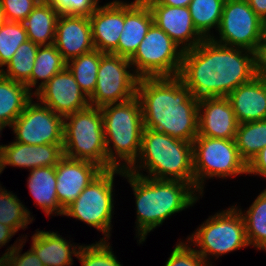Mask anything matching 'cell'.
Masks as SVG:
<instances>
[{"label": "cell", "instance_id": "cell-1", "mask_svg": "<svg viewBox=\"0 0 266 266\" xmlns=\"http://www.w3.org/2000/svg\"><path fill=\"white\" fill-rule=\"evenodd\" d=\"M255 74V52L204 39L183 51L179 78L199 99L227 97Z\"/></svg>", "mask_w": 266, "mask_h": 266}, {"label": "cell", "instance_id": "cell-2", "mask_svg": "<svg viewBox=\"0 0 266 266\" xmlns=\"http://www.w3.org/2000/svg\"><path fill=\"white\" fill-rule=\"evenodd\" d=\"M136 97L144 128L187 142L197 137L198 99L178 76L139 78Z\"/></svg>", "mask_w": 266, "mask_h": 266}, {"label": "cell", "instance_id": "cell-3", "mask_svg": "<svg viewBox=\"0 0 266 266\" xmlns=\"http://www.w3.org/2000/svg\"><path fill=\"white\" fill-rule=\"evenodd\" d=\"M132 188L135 208V237L138 245L146 242L154 229L163 225L166 219L189 209L203 196L191 183L175 180L148 178L123 171Z\"/></svg>", "mask_w": 266, "mask_h": 266}, {"label": "cell", "instance_id": "cell-4", "mask_svg": "<svg viewBox=\"0 0 266 266\" xmlns=\"http://www.w3.org/2000/svg\"><path fill=\"white\" fill-rule=\"evenodd\" d=\"M128 171L148 178L191 183L195 187L193 142L144 128L139 156Z\"/></svg>", "mask_w": 266, "mask_h": 266}, {"label": "cell", "instance_id": "cell-5", "mask_svg": "<svg viewBox=\"0 0 266 266\" xmlns=\"http://www.w3.org/2000/svg\"><path fill=\"white\" fill-rule=\"evenodd\" d=\"M107 151V170H128L137 160L144 122L141 104L135 96L129 101L100 107Z\"/></svg>", "mask_w": 266, "mask_h": 266}, {"label": "cell", "instance_id": "cell-6", "mask_svg": "<svg viewBox=\"0 0 266 266\" xmlns=\"http://www.w3.org/2000/svg\"><path fill=\"white\" fill-rule=\"evenodd\" d=\"M208 217L187 236L186 241L209 266H214L213 258L218 260L223 255L250 247L244 218L235 205Z\"/></svg>", "mask_w": 266, "mask_h": 266}, {"label": "cell", "instance_id": "cell-7", "mask_svg": "<svg viewBox=\"0 0 266 266\" xmlns=\"http://www.w3.org/2000/svg\"><path fill=\"white\" fill-rule=\"evenodd\" d=\"M63 154L107 170L103 118L99 107L89 106L64 117Z\"/></svg>", "mask_w": 266, "mask_h": 266}, {"label": "cell", "instance_id": "cell-8", "mask_svg": "<svg viewBox=\"0 0 266 266\" xmlns=\"http://www.w3.org/2000/svg\"><path fill=\"white\" fill-rule=\"evenodd\" d=\"M123 176V170H104L64 209L63 215L75 218L102 232L100 241H109L113 229L115 208V176Z\"/></svg>", "mask_w": 266, "mask_h": 266}, {"label": "cell", "instance_id": "cell-9", "mask_svg": "<svg viewBox=\"0 0 266 266\" xmlns=\"http://www.w3.org/2000/svg\"><path fill=\"white\" fill-rule=\"evenodd\" d=\"M195 188L203 196L206 180L247 175V164L240 157L234 139L197 136L193 141Z\"/></svg>", "mask_w": 266, "mask_h": 266}, {"label": "cell", "instance_id": "cell-10", "mask_svg": "<svg viewBox=\"0 0 266 266\" xmlns=\"http://www.w3.org/2000/svg\"><path fill=\"white\" fill-rule=\"evenodd\" d=\"M183 50L155 23L129 59L138 78L177 77Z\"/></svg>", "mask_w": 266, "mask_h": 266}, {"label": "cell", "instance_id": "cell-11", "mask_svg": "<svg viewBox=\"0 0 266 266\" xmlns=\"http://www.w3.org/2000/svg\"><path fill=\"white\" fill-rule=\"evenodd\" d=\"M138 77L128 58L113 53L101 56L96 88L89 97L90 106L122 103L136 96Z\"/></svg>", "mask_w": 266, "mask_h": 266}, {"label": "cell", "instance_id": "cell-12", "mask_svg": "<svg viewBox=\"0 0 266 266\" xmlns=\"http://www.w3.org/2000/svg\"><path fill=\"white\" fill-rule=\"evenodd\" d=\"M262 19L247 0H225L221 21L211 38L219 44L256 51L261 41Z\"/></svg>", "mask_w": 266, "mask_h": 266}, {"label": "cell", "instance_id": "cell-13", "mask_svg": "<svg viewBox=\"0 0 266 266\" xmlns=\"http://www.w3.org/2000/svg\"><path fill=\"white\" fill-rule=\"evenodd\" d=\"M34 99L9 128L13 140L30 145L63 144L64 118Z\"/></svg>", "mask_w": 266, "mask_h": 266}, {"label": "cell", "instance_id": "cell-14", "mask_svg": "<svg viewBox=\"0 0 266 266\" xmlns=\"http://www.w3.org/2000/svg\"><path fill=\"white\" fill-rule=\"evenodd\" d=\"M34 97L63 118L90 106L89 98L67 67L56 73Z\"/></svg>", "mask_w": 266, "mask_h": 266}, {"label": "cell", "instance_id": "cell-15", "mask_svg": "<svg viewBox=\"0 0 266 266\" xmlns=\"http://www.w3.org/2000/svg\"><path fill=\"white\" fill-rule=\"evenodd\" d=\"M153 15V23L162 29L183 50L200 44L205 38L196 30L189 7H174L144 0Z\"/></svg>", "mask_w": 266, "mask_h": 266}, {"label": "cell", "instance_id": "cell-16", "mask_svg": "<svg viewBox=\"0 0 266 266\" xmlns=\"http://www.w3.org/2000/svg\"><path fill=\"white\" fill-rule=\"evenodd\" d=\"M104 170L89 161L63 156L55 165L56 192L59 205L65 209Z\"/></svg>", "mask_w": 266, "mask_h": 266}, {"label": "cell", "instance_id": "cell-17", "mask_svg": "<svg viewBox=\"0 0 266 266\" xmlns=\"http://www.w3.org/2000/svg\"><path fill=\"white\" fill-rule=\"evenodd\" d=\"M238 121L227 97L198 100V135L210 138L235 139Z\"/></svg>", "mask_w": 266, "mask_h": 266}, {"label": "cell", "instance_id": "cell-18", "mask_svg": "<svg viewBox=\"0 0 266 266\" xmlns=\"http://www.w3.org/2000/svg\"><path fill=\"white\" fill-rule=\"evenodd\" d=\"M54 45L66 62L94 50L89 17L59 15Z\"/></svg>", "mask_w": 266, "mask_h": 266}, {"label": "cell", "instance_id": "cell-19", "mask_svg": "<svg viewBox=\"0 0 266 266\" xmlns=\"http://www.w3.org/2000/svg\"><path fill=\"white\" fill-rule=\"evenodd\" d=\"M95 49L112 53L117 47L124 26V1L113 0L99 5L89 16Z\"/></svg>", "mask_w": 266, "mask_h": 266}, {"label": "cell", "instance_id": "cell-20", "mask_svg": "<svg viewBox=\"0 0 266 266\" xmlns=\"http://www.w3.org/2000/svg\"><path fill=\"white\" fill-rule=\"evenodd\" d=\"M1 155L2 172L7 166L33 170L55 166L64 156L63 144L30 145L16 141L6 144Z\"/></svg>", "mask_w": 266, "mask_h": 266}, {"label": "cell", "instance_id": "cell-21", "mask_svg": "<svg viewBox=\"0 0 266 266\" xmlns=\"http://www.w3.org/2000/svg\"><path fill=\"white\" fill-rule=\"evenodd\" d=\"M153 23V15L144 0H124V26L118 47L112 52L130 59Z\"/></svg>", "mask_w": 266, "mask_h": 266}, {"label": "cell", "instance_id": "cell-22", "mask_svg": "<svg viewBox=\"0 0 266 266\" xmlns=\"http://www.w3.org/2000/svg\"><path fill=\"white\" fill-rule=\"evenodd\" d=\"M227 98L239 124L266 119V78L255 76L250 82L238 86Z\"/></svg>", "mask_w": 266, "mask_h": 266}, {"label": "cell", "instance_id": "cell-23", "mask_svg": "<svg viewBox=\"0 0 266 266\" xmlns=\"http://www.w3.org/2000/svg\"><path fill=\"white\" fill-rule=\"evenodd\" d=\"M30 249L44 266H72L82 246L62 237L58 231L35 230ZM72 242V243H71Z\"/></svg>", "mask_w": 266, "mask_h": 266}, {"label": "cell", "instance_id": "cell-24", "mask_svg": "<svg viewBox=\"0 0 266 266\" xmlns=\"http://www.w3.org/2000/svg\"><path fill=\"white\" fill-rule=\"evenodd\" d=\"M27 187L34 198V205L39 206L46 216H63L64 209L59 205L56 192L55 166H44L29 170Z\"/></svg>", "mask_w": 266, "mask_h": 266}, {"label": "cell", "instance_id": "cell-25", "mask_svg": "<svg viewBox=\"0 0 266 266\" xmlns=\"http://www.w3.org/2000/svg\"><path fill=\"white\" fill-rule=\"evenodd\" d=\"M33 98L34 94L25 84L0 73V122L10 128Z\"/></svg>", "mask_w": 266, "mask_h": 266}, {"label": "cell", "instance_id": "cell-26", "mask_svg": "<svg viewBox=\"0 0 266 266\" xmlns=\"http://www.w3.org/2000/svg\"><path fill=\"white\" fill-rule=\"evenodd\" d=\"M59 13L41 0L23 21L28 40L39 46L53 45Z\"/></svg>", "mask_w": 266, "mask_h": 266}, {"label": "cell", "instance_id": "cell-27", "mask_svg": "<svg viewBox=\"0 0 266 266\" xmlns=\"http://www.w3.org/2000/svg\"><path fill=\"white\" fill-rule=\"evenodd\" d=\"M234 205L244 218L249 246L266 252V188L257 195L247 210H242L236 203Z\"/></svg>", "mask_w": 266, "mask_h": 266}, {"label": "cell", "instance_id": "cell-28", "mask_svg": "<svg viewBox=\"0 0 266 266\" xmlns=\"http://www.w3.org/2000/svg\"><path fill=\"white\" fill-rule=\"evenodd\" d=\"M65 67L66 61L54 44L39 46L31 72V92L35 94L56 73H59Z\"/></svg>", "mask_w": 266, "mask_h": 266}, {"label": "cell", "instance_id": "cell-29", "mask_svg": "<svg viewBox=\"0 0 266 266\" xmlns=\"http://www.w3.org/2000/svg\"><path fill=\"white\" fill-rule=\"evenodd\" d=\"M224 3L225 0H192L190 2L189 10L193 24L205 39H211L217 31Z\"/></svg>", "mask_w": 266, "mask_h": 266}, {"label": "cell", "instance_id": "cell-30", "mask_svg": "<svg viewBox=\"0 0 266 266\" xmlns=\"http://www.w3.org/2000/svg\"><path fill=\"white\" fill-rule=\"evenodd\" d=\"M103 54V52L94 49L66 62V67L88 98L96 88L97 73Z\"/></svg>", "mask_w": 266, "mask_h": 266}, {"label": "cell", "instance_id": "cell-31", "mask_svg": "<svg viewBox=\"0 0 266 266\" xmlns=\"http://www.w3.org/2000/svg\"><path fill=\"white\" fill-rule=\"evenodd\" d=\"M234 140L240 157L248 164L266 146V119L240 123Z\"/></svg>", "mask_w": 266, "mask_h": 266}, {"label": "cell", "instance_id": "cell-32", "mask_svg": "<svg viewBox=\"0 0 266 266\" xmlns=\"http://www.w3.org/2000/svg\"><path fill=\"white\" fill-rule=\"evenodd\" d=\"M38 44L27 40L22 43L0 73L15 82L23 83L31 91V72L35 64Z\"/></svg>", "mask_w": 266, "mask_h": 266}, {"label": "cell", "instance_id": "cell-33", "mask_svg": "<svg viewBox=\"0 0 266 266\" xmlns=\"http://www.w3.org/2000/svg\"><path fill=\"white\" fill-rule=\"evenodd\" d=\"M31 211L12 191L0 186V223L11 227L16 233L26 230L35 218Z\"/></svg>", "mask_w": 266, "mask_h": 266}, {"label": "cell", "instance_id": "cell-34", "mask_svg": "<svg viewBox=\"0 0 266 266\" xmlns=\"http://www.w3.org/2000/svg\"><path fill=\"white\" fill-rule=\"evenodd\" d=\"M28 40L23 22L6 21L0 28V71L16 53L18 47Z\"/></svg>", "mask_w": 266, "mask_h": 266}, {"label": "cell", "instance_id": "cell-35", "mask_svg": "<svg viewBox=\"0 0 266 266\" xmlns=\"http://www.w3.org/2000/svg\"><path fill=\"white\" fill-rule=\"evenodd\" d=\"M109 241L82 244L76 258L81 266H123L117 259Z\"/></svg>", "mask_w": 266, "mask_h": 266}, {"label": "cell", "instance_id": "cell-36", "mask_svg": "<svg viewBox=\"0 0 266 266\" xmlns=\"http://www.w3.org/2000/svg\"><path fill=\"white\" fill-rule=\"evenodd\" d=\"M20 237V238H19ZM17 237L13 245L8 246L4 254V266H44L37 255L31 250L21 253L27 241V234ZM24 238V239H23Z\"/></svg>", "mask_w": 266, "mask_h": 266}, {"label": "cell", "instance_id": "cell-37", "mask_svg": "<svg viewBox=\"0 0 266 266\" xmlns=\"http://www.w3.org/2000/svg\"><path fill=\"white\" fill-rule=\"evenodd\" d=\"M179 239L164 266H209L187 241Z\"/></svg>", "mask_w": 266, "mask_h": 266}, {"label": "cell", "instance_id": "cell-38", "mask_svg": "<svg viewBox=\"0 0 266 266\" xmlns=\"http://www.w3.org/2000/svg\"><path fill=\"white\" fill-rule=\"evenodd\" d=\"M60 15L89 17L98 7L100 0H44Z\"/></svg>", "mask_w": 266, "mask_h": 266}, {"label": "cell", "instance_id": "cell-39", "mask_svg": "<svg viewBox=\"0 0 266 266\" xmlns=\"http://www.w3.org/2000/svg\"><path fill=\"white\" fill-rule=\"evenodd\" d=\"M6 21L23 22L41 0H0Z\"/></svg>", "mask_w": 266, "mask_h": 266}, {"label": "cell", "instance_id": "cell-40", "mask_svg": "<svg viewBox=\"0 0 266 266\" xmlns=\"http://www.w3.org/2000/svg\"><path fill=\"white\" fill-rule=\"evenodd\" d=\"M247 175L266 178V146L247 164Z\"/></svg>", "mask_w": 266, "mask_h": 266}, {"label": "cell", "instance_id": "cell-41", "mask_svg": "<svg viewBox=\"0 0 266 266\" xmlns=\"http://www.w3.org/2000/svg\"><path fill=\"white\" fill-rule=\"evenodd\" d=\"M255 74L266 78V44H258L255 51Z\"/></svg>", "mask_w": 266, "mask_h": 266}, {"label": "cell", "instance_id": "cell-42", "mask_svg": "<svg viewBox=\"0 0 266 266\" xmlns=\"http://www.w3.org/2000/svg\"><path fill=\"white\" fill-rule=\"evenodd\" d=\"M16 232L9 226L0 223V249L6 247Z\"/></svg>", "mask_w": 266, "mask_h": 266}, {"label": "cell", "instance_id": "cell-43", "mask_svg": "<svg viewBox=\"0 0 266 266\" xmlns=\"http://www.w3.org/2000/svg\"><path fill=\"white\" fill-rule=\"evenodd\" d=\"M253 11L262 19H266V0H247Z\"/></svg>", "mask_w": 266, "mask_h": 266}, {"label": "cell", "instance_id": "cell-44", "mask_svg": "<svg viewBox=\"0 0 266 266\" xmlns=\"http://www.w3.org/2000/svg\"><path fill=\"white\" fill-rule=\"evenodd\" d=\"M158 4L174 6V7H189L192 0H155Z\"/></svg>", "mask_w": 266, "mask_h": 266}, {"label": "cell", "instance_id": "cell-45", "mask_svg": "<svg viewBox=\"0 0 266 266\" xmlns=\"http://www.w3.org/2000/svg\"><path fill=\"white\" fill-rule=\"evenodd\" d=\"M259 44H266V19L262 20L261 41Z\"/></svg>", "mask_w": 266, "mask_h": 266}, {"label": "cell", "instance_id": "cell-46", "mask_svg": "<svg viewBox=\"0 0 266 266\" xmlns=\"http://www.w3.org/2000/svg\"><path fill=\"white\" fill-rule=\"evenodd\" d=\"M6 22V18H5V15H4V10H3V7H2V3L0 1V28L2 27V25Z\"/></svg>", "mask_w": 266, "mask_h": 266}, {"label": "cell", "instance_id": "cell-47", "mask_svg": "<svg viewBox=\"0 0 266 266\" xmlns=\"http://www.w3.org/2000/svg\"><path fill=\"white\" fill-rule=\"evenodd\" d=\"M7 125H5L4 123L0 122V138H1V135H2V132H3V129L6 128ZM6 144H1L0 145V154L3 152V149L5 148Z\"/></svg>", "mask_w": 266, "mask_h": 266}, {"label": "cell", "instance_id": "cell-48", "mask_svg": "<svg viewBox=\"0 0 266 266\" xmlns=\"http://www.w3.org/2000/svg\"><path fill=\"white\" fill-rule=\"evenodd\" d=\"M0 266H4V254L0 257Z\"/></svg>", "mask_w": 266, "mask_h": 266}, {"label": "cell", "instance_id": "cell-49", "mask_svg": "<svg viewBox=\"0 0 266 266\" xmlns=\"http://www.w3.org/2000/svg\"><path fill=\"white\" fill-rule=\"evenodd\" d=\"M1 173H3L2 172V168H1V155H0V175H1ZM2 184L0 183V186H1Z\"/></svg>", "mask_w": 266, "mask_h": 266}]
</instances>
